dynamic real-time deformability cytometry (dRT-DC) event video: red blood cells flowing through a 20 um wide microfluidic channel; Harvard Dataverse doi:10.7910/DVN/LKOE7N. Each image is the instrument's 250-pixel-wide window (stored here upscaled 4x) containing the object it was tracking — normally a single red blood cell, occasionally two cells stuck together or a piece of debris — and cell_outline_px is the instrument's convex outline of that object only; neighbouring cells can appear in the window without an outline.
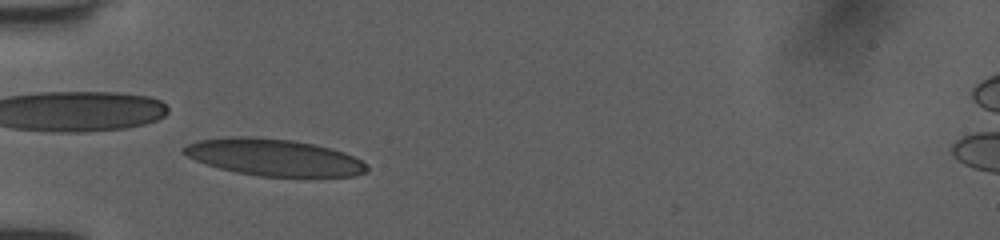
{"species": "human", "species_latin": "Homo sapiens", "temperature_condition": "room temperature", "stored_images_in_passage": 40, "camera_frame_rate_fps": 3000, "um_per_image_px": 0.085, "donor": {"sex": "female"}, "frame": {"image": 1, "passage_image": 6, "time_ms": 1.667, "image_size_px": [1000, 240], "cell_outline_px": [[368, 168], [364, 172], [352, 176], [256, 176], [236, 172], [220, 168], [196, 160], [180, 152], [180, 148], [196, 140], [244, 136], [292, 140], [316, 144], [332, 148], [344, 152], [368, 164]], "centroid_in_image_um": [23.26, 13.37], "position_along_channel_um": 61.7, "area_um2": 39.07}}
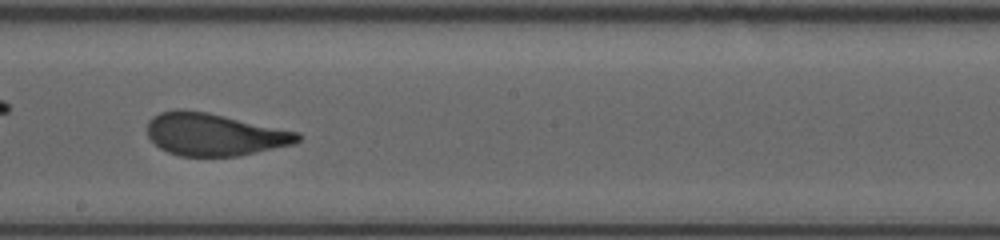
{"frame": {"image": 2, "passage_image": 19, "time_ms": 6.0, "image_size_px": [1000, 240], "cell_outline_px": [[304, 136], [296, 144], [236, 156], [180, 156], [168, 152], [160, 148], [148, 136], [148, 120], [160, 112], [208, 112], [300, 132]], "centroid_in_image_um": [18.31, 11.46], "position_along_channel_um": 229.9, "area_um2": 36.7}}
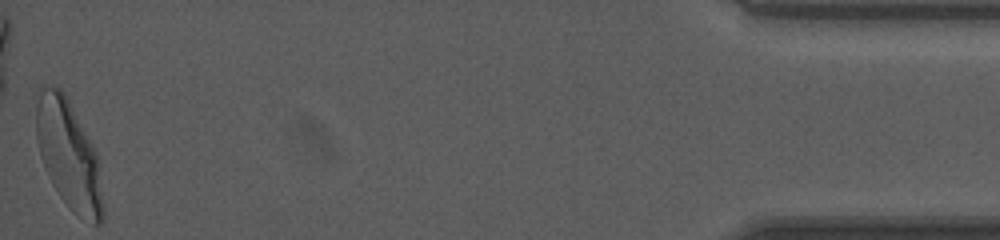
{"frame": {"image": 3, "passage_image": 40, "time_ms": 13.0, "image_size_px": [1000, 240], "cell_outline_px": [[104, 216], [100, 224], [92, 224], [76, 216], [60, 196], [52, 184], [44, 168], [40, 156], [36, 136], [36, 108], [40, 92], [44, 88], [60, 88], [64, 92], [96, 156], [104, 204]], "centroid_in_image_um": [5.83, 13.27], "position_along_channel_um": 429.4, "area_um2": 41.27}, "authors_computed_cell_mechanics": {"area_um2": 37.5411, "velocity_mm_per_s": 4.041, "shape_relaxation_time_tau1_ms": 4.4199, "shape_relaxation_time_tau2_ms": 0.667, "deformation_change_tau1": 0.1783, "deformation_change_tau2": 0.0906}}